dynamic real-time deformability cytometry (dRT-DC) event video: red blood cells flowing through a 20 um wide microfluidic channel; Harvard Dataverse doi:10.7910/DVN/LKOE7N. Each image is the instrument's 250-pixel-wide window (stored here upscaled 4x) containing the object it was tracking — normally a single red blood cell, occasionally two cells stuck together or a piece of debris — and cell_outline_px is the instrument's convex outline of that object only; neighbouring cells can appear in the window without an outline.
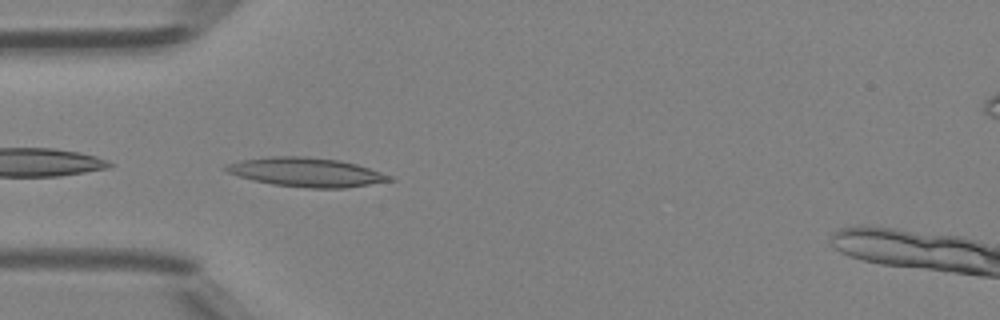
{"species": "Egyptian fruit bat (a non-hibernating species)", "species_latin": "Rousettus aegyptiacus", "temperature_condition": "room temperature", "stored_images_in_passage": 32, "camera_frame_rate_fps": 3000, "um_per_image_px": 0.085, "animal": {"sex": "female"}, "frame": {"image": 1, "passage_image": 1, "time_ms": 0.0, "image_size_px": [1000, 320], "cell_outline_px": [[396, 180], [344, 188], [308, 188], [272, 184], [252, 180], [228, 172], [224, 168], [224, 164], [240, 160], [268, 156], [308, 156], [340, 160], [356, 164], [392, 176]], "centroid_in_image_um": [26.02, 14.63], "position_along_channel_um": 59.0, "area_um2": 27.74}}
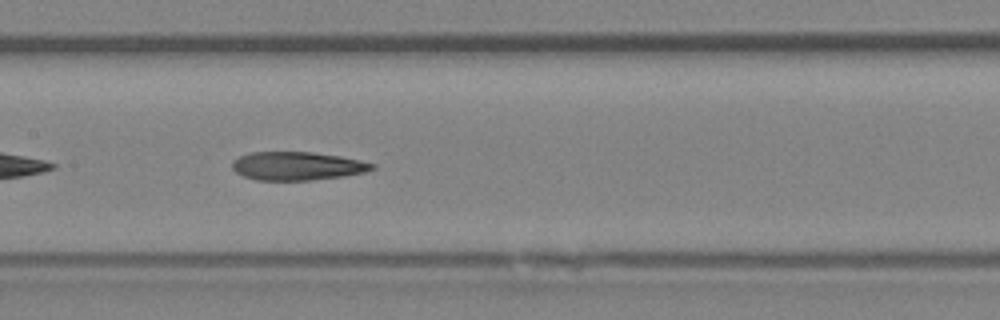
{"frame": {"image": 2, "passage_image": 10, "time_ms": 3.0, "image_size_px": [1000, 320], "cell_outline_px": [[376, 168], [364, 172], [344, 176], [312, 180], [256, 180], [244, 176], [236, 172], [232, 168], [232, 160], [240, 156], [252, 152], [312, 152], [340, 156], [360, 160], [376, 164]], "centroid_in_image_um": [25.27, 14.11], "position_along_channel_um": 182.1, "area_um2": 23.18}}
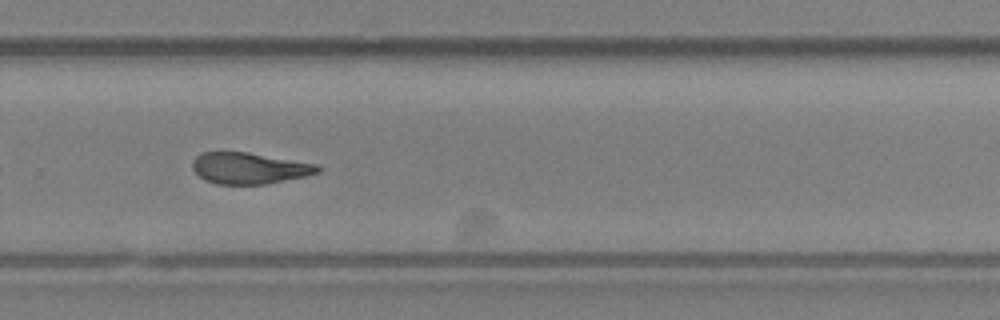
{"frame": {"image": 3, "passage_image": 19, "time_ms": 6.0, "image_size_px": [1000, 320], "cell_outline_px": [[320, 172], [308, 176], [264, 184], [216, 184], [204, 180], [192, 168], [192, 160], [196, 156], [204, 152], [248, 152], [320, 164]], "centroid_in_image_um": [21.22, 14.29], "position_along_channel_um": 308.6, "area_um2": 23.0}, "authors_computed_cell_mechanics": {"area_um2": 23.3801, "velocity_mm_per_s": 4.2245, "shape_relaxation_time_tau1_ms": 6.5187, "shape_relaxation_time_tau2_ms": 3.5461, "deformation_change_tau1": 0.2389, "deformation_change_tau2": 0.1327}}